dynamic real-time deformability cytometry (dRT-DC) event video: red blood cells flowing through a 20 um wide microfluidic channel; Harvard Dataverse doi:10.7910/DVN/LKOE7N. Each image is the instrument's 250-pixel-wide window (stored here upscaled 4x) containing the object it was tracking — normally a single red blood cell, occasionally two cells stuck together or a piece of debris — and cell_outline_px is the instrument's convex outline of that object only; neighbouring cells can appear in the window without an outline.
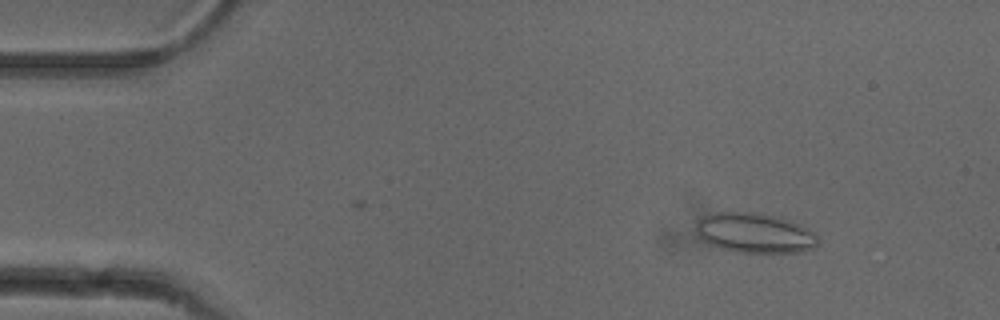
{"species": "common noctule bat (a hibernating species)", "species_latin": "Nyctalus noctula", "temperature_condition": "cold", "stored_images_in_passage": 40, "camera_frame_rate_fps": 3000, "um_per_image_px": 0.085, "animal": {"sex": "female"}, "frame": {"image": 1, "passage_image": 6, "time_ms": 1.667, "image_size_px": [1000, 320], "cell_outline_px": [[820, 244], [812, 248], [800, 252], [736, 252], [708, 244], [700, 236], [696, 228], [696, 220], [704, 216], [716, 212], [752, 212], [780, 216], [800, 224], [820, 236]], "centroid_in_image_um": [64.2, 19.79], "position_along_channel_um": 20.8, "area_um2": 28.55}}
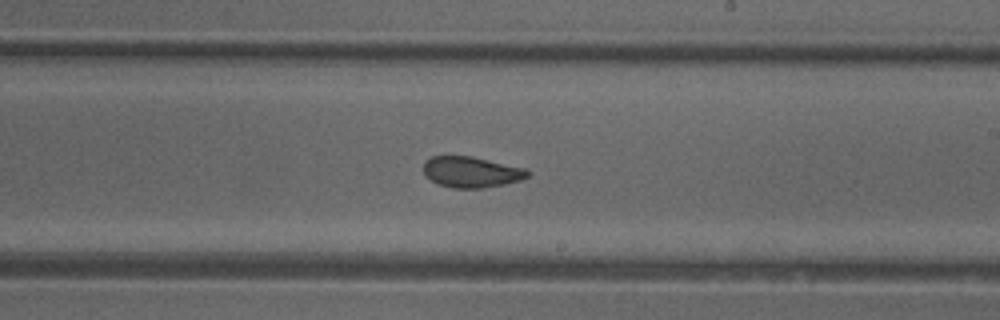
{"frame": {"image": 2, "passage_image": 30, "time_ms": 9.667, "image_size_px": [1000, 320], "cell_outline_px": [[532, 172], [528, 176], [520, 180], [504, 184], [480, 188], [452, 188], [440, 184], [432, 180], [424, 172], [424, 164], [432, 156], [472, 156], [524, 168]], "centroid_in_image_um": [40.1, 14.62], "position_along_channel_um": 248.9, "area_um2": 18.44}}
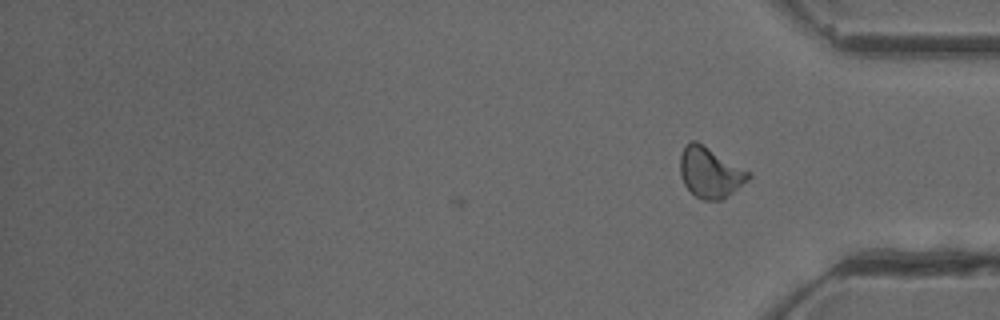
{"frame": {"image": 3, "passage_image": 40, "time_ms": 13.0, "image_size_px": [1000, 320], "cell_outline_px": [[752, 176], [748, 180], [728, 196], [720, 200], [704, 200], [696, 196], [684, 184], [680, 176], [680, 156], [684, 148], [692, 140], [696, 140], [752, 172]], "centroid_in_image_um": [60.38, 14.65], "position_along_channel_um": 374.8, "area_um2": 20.11}, "authors_computed_cell_mechanics": {"area_um2": 20.0277, "velocity_mm_per_s": 3.9031, "shape_relaxation_time_tau1_ms": null, "shape_relaxation_time_tau2_ms": 1.1412, "deformation_change_tau1": null, "deformation_change_tau2": 0.0598}}